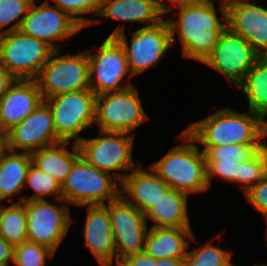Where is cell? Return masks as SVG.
<instances>
[{
    "instance_id": "30bf717a",
    "label": "cell",
    "mask_w": 267,
    "mask_h": 266,
    "mask_svg": "<svg viewBox=\"0 0 267 266\" xmlns=\"http://www.w3.org/2000/svg\"><path fill=\"white\" fill-rule=\"evenodd\" d=\"M141 101L138 89L133 85L97 96L94 125L102 131L134 133L150 120Z\"/></svg>"
},
{
    "instance_id": "8992f818",
    "label": "cell",
    "mask_w": 267,
    "mask_h": 266,
    "mask_svg": "<svg viewBox=\"0 0 267 266\" xmlns=\"http://www.w3.org/2000/svg\"><path fill=\"white\" fill-rule=\"evenodd\" d=\"M97 95L82 90L44 99L51 109L57 137L62 142L79 143L82 132L94 126Z\"/></svg>"
},
{
    "instance_id": "d4e9b609",
    "label": "cell",
    "mask_w": 267,
    "mask_h": 266,
    "mask_svg": "<svg viewBox=\"0 0 267 266\" xmlns=\"http://www.w3.org/2000/svg\"><path fill=\"white\" fill-rule=\"evenodd\" d=\"M69 143L59 142L31 153L32 163L61 185L71 171L74 162L81 156L78 144L72 142L70 151L67 146Z\"/></svg>"
},
{
    "instance_id": "5b68a950",
    "label": "cell",
    "mask_w": 267,
    "mask_h": 266,
    "mask_svg": "<svg viewBox=\"0 0 267 266\" xmlns=\"http://www.w3.org/2000/svg\"><path fill=\"white\" fill-rule=\"evenodd\" d=\"M120 195V182L90 165L82 156L62 184V199L75 206L105 205Z\"/></svg>"
},
{
    "instance_id": "b9f144b4",
    "label": "cell",
    "mask_w": 267,
    "mask_h": 266,
    "mask_svg": "<svg viewBox=\"0 0 267 266\" xmlns=\"http://www.w3.org/2000/svg\"><path fill=\"white\" fill-rule=\"evenodd\" d=\"M5 148H6L5 142H0V156L2 152L5 150Z\"/></svg>"
},
{
    "instance_id": "ee69618b",
    "label": "cell",
    "mask_w": 267,
    "mask_h": 266,
    "mask_svg": "<svg viewBox=\"0 0 267 266\" xmlns=\"http://www.w3.org/2000/svg\"><path fill=\"white\" fill-rule=\"evenodd\" d=\"M0 142H5L4 134L0 131Z\"/></svg>"
},
{
    "instance_id": "9a60e30c",
    "label": "cell",
    "mask_w": 267,
    "mask_h": 266,
    "mask_svg": "<svg viewBox=\"0 0 267 266\" xmlns=\"http://www.w3.org/2000/svg\"><path fill=\"white\" fill-rule=\"evenodd\" d=\"M105 206L110 215L117 265L124 257L144 251L148 222L145 214L121 195Z\"/></svg>"
},
{
    "instance_id": "74e56055",
    "label": "cell",
    "mask_w": 267,
    "mask_h": 266,
    "mask_svg": "<svg viewBox=\"0 0 267 266\" xmlns=\"http://www.w3.org/2000/svg\"><path fill=\"white\" fill-rule=\"evenodd\" d=\"M14 246L0 236V266H10L13 260Z\"/></svg>"
},
{
    "instance_id": "4316f807",
    "label": "cell",
    "mask_w": 267,
    "mask_h": 266,
    "mask_svg": "<svg viewBox=\"0 0 267 266\" xmlns=\"http://www.w3.org/2000/svg\"><path fill=\"white\" fill-rule=\"evenodd\" d=\"M236 89L246 97L248 110L267 120V56L255 62Z\"/></svg>"
},
{
    "instance_id": "f546056e",
    "label": "cell",
    "mask_w": 267,
    "mask_h": 266,
    "mask_svg": "<svg viewBox=\"0 0 267 266\" xmlns=\"http://www.w3.org/2000/svg\"><path fill=\"white\" fill-rule=\"evenodd\" d=\"M209 242L200 247H193L184 258V266H228L232 263L233 250L222 249Z\"/></svg>"
},
{
    "instance_id": "277c9868",
    "label": "cell",
    "mask_w": 267,
    "mask_h": 266,
    "mask_svg": "<svg viewBox=\"0 0 267 266\" xmlns=\"http://www.w3.org/2000/svg\"><path fill=\"white\" fill-rule=\"evenodd\" d=\"M98 134L96 137L82 138L78 143L80 155L93 167L121 182L139 165L134 162L132 153L135 133L99 130Z\"/></svg>"
},
{
    "instance_id": "bcb514c9",
    "label": "cell",
    "mask_w": 267,
    "mask_h": 266,
    "mask_svg": "<svg viewBox=\"0 0 267 266\" xmlns=\"http://www.w3.org/2000/svg\"><path fill=\"white\" fill-rule=\"evenodd\" d=\"M228 266H237V265H235V264L232 262V263L229 264Z\"/></svg>"
},
{
    "instance_id": "5bb4252c",
    "label": "cell",
    "mask_w": 267,
    "mask_h": 266,
    "mask_svg": "<svg viewBox=\"0 0 267 266\" xmlns=\"http://www.w3.org/2000/svg\"><path fill=\"white\" fill-rule=\"evenodd\" d=\"M50 1L44 0L37 4L34 0L23 19L20 31L46 42L54 50H61L62 45L58 42L66 41L83 28L67 13L51 5Z\"/></svg>"
},
{
    "instance_id": "4fadbf2b",
    "label": "cell",
    "mask_w": 267,
    "mask_h": 266,
    "mask_svg": "<svg viewBox=\"0 0 267 266\" xmlns=\"http://www.w3.org/2000/svg\"><path fill=\"white\" fill-rule=\"evenodd\" d=\"M260 57L241 35L227 27L202 63L223 75L236 88Z\"/></svg>"
},
{
    "instance_id": "ba28073f",
    "label": "cell",
    "mask_w": 267,
    "mask_h": 266,
    "mask_svg": "<svg viewBox=\"0 0 267 266\" xmlns=\"http://www.w3.org/2000/svg\"><path fill=\"white\" fill-rule=\"evenodd\" d=\"M86 51L89 60L90 89L97 95L132 86L123 46L115 37H106L98 48Z\"/></svg>"
},
{
    "instance_id": "f1b7e54d",
    "label": "cell",
    "mask_w": 267,
    "mask_h": 266,
    "mask_svg": "<svg viewBox=\"0 0 267 266\" xmlns=\"http://www.w3.org/2000/svg\"><path fill=\"white\" fill-rule=\"evenodd\" d=\"M31 188L34 192L31 196L23 194L18 196L15 203L32 200H46L47 197L62 199V185L49 174L37 168L33 163L28 168L24 187ZM54 196V197H53Z\"/></svg>"
},
{
    "instance_id": "7bdbcfd3",
    "label": "cell",
    "mask_w": 267,
    "mask_h": 266,
    "mask_svg": "<svg viewBox=\"0 0 267 266\" xmlns=\"http://www.w3.org/2000/svg\"><path fill=\"white\" fill-rule=\"evenodd\" d=\"M265 219V223H266V231H265V243L267 244V217L266 218H264Z\"/></svg>"
},
{
    "instance_id": "9c48e42d",
    "label": "cell",
    "mask_w": 267,
    "mask_h": 266,
    "mask_svg": "<svg viewBox=\"0 0 267 266\" xmlns=\"http://www.w3.org/2000/svg\"><path fill=\"white\" fill-rule=\"evenodd\" d=\"M54 49L20 30L0 35V63L16 80H36Z\"/></svg>"
},
{
    "instance_id": "60d3db41",
    "label": "cell",
    "mask_w": 267,
    "mask_h": 266,
    "mask_svg": "<svg viewBox=\"0 0 267 266\" xmlns=\"http://www.w3.org/2000/svg\"><path fill=\"white\" fill-rule=\"evenodd\" d=\"M225 7H228L232 4L235 3H240V2H250L252 0H219Z\"/></svg>"
},
{
    "instance_id": "52a82bcc",
    "label": "cell",
    "mask_w": 267,
    "mask_h": 266,
    "mask_svg": "<svg viewBox=\"0 0 267 266\" xmlns=\"http://www.w3.org/2000/svg\"><path fill=\"white\" fill-rule=\"evenodd\" d=\"M54 50L36 82L43 100L56 95L90 89L89 60L86 51L60 54Z\"/></svg>"
},
{
    "instance_id": "ac0fdd59",
    "label": "cell",
    "mask_w": 267,
    "mask_h": 266,
    "mask_svg": "<svg viewBox=\"0 0 267 266\" xmlns=\"http://www.w3.org/2000/svg\"><path fill=\"white\" fill-rule=\"evenodd\" d=\"M82 207L87 208L83 229L80 231L86 248L99 266H116L115 242L108 208L105 205Z\"/></svg>"
},
{
    "instance_id": "7c38bea8",
    "label": "cell",
    "mask_w": 267,
    "mask_h": 266,
    "mask_svg": "<svg viewBox=\"0 0 267 266\" xmlns=\"http://www.w3.org/2000/svg\"><path fill=\"white\" fill-rule=\"evenodd\" d=\"M115 38L124 48L128 67L133 76L158 66L157 63H160L173 47L170 25L165 18L156 25L140 27L132 31L130 40L127 39L125 32Z\"/></svg>"
},
{
    "instance_id": "836d02e7",
    "label": "cell",
    "mask_w": 267,
    "mask_h": 266,
    "mask_svg": "<svg viewBox=\"0 0 267 266\" xmlns=\"http://www.w3.org/2000/svg\"><path fill=\"white\" fill-rule=\"evenodd\" d=\"M55 252L50 248L25 241L15 245L12 264L15 266H48L47 258L53 259Z\"/></svg>"
},
{
    "instance_id": "f35d334b",
    "label": "cell",
    "mask_w": 267,
    "mask_h": 266,
    "mask_svg": "<svg viewBox=\"0 0 267 266\" xmlns=\"http://www.w3.org/2000/svg\"><path fill=\"white\" fill-rule=\"evenodd\" d=\"M15 80L12 74L0 63V98L8 91Z\"/></svg>"
},
{
    "instance_id": "e575fe53",
    "label": "cell",
    "mask_w": 267,
    "mask_h": 266,
    "mask_svg": "<svg viewBox=\"0 0 267 266\" xmlns=\"http://www.w3.org/2000/svg\"><path fill=\"white\" fill-rule=\"evenodd\" d=\"M245 199L264 218L267 217V175L244 193Z\"/></svg>"
},
{
    "instance_id": "1f68e13d",
    "label": "cell",
    "mask_w": 267,
    "mask_h": 266,
    "mask_svg": "<svg viewBox=\"0 0 267 266\" xmlns=\"http://www.w3.org/2000/svg\"><path fill=\"white\" fill-rule=\"evenodd\" d=\"M52 2L83 29L92 26L95 20V18L86 17L87 14L97 17L101 8V0H52Z\"/></svg>"
},
{
    "instance_id": "8d00e7d4",
    "label": "cell",
    "mask_w": 267,
    "mask_h": 266,
    "mask_svg": "<svg viewBox=\"0 0 267 266\" xmlns=\"http://www.w3.org/2000/svg\"><path fill=\"white\" fill-rule=\"evenodd\" d=\"M205 0H157V4L161 13L166 16L171 14L172 9L180 6L199 3ZM169 3V4H168Z\"/></svg>"
},
{
    "instance_id": "3957f363",
    "label": "cell",
    "mask_w": 267,
    "mask_h": 266,
    "mask_svg": "<svg viewBox=\"0 0 267 266\" xmlns=\"http://www.w3.org/2000/svg\"><path fill=\"white\" fill-rule=\"evenodd\" d=\"M182 143L170 147L167 153L149 166L172 189L187 195L206 193V156L198 144L183 130Z\"/></svg>"
},
{
    "instance_id": "7402d4cb",
    "label": "cell",
    "mask_w": 267,
    "mask_h": 266,
    "mask_svg": "<svg viewBox=\"0 0 267 266\" xmlns=\"http://www.w3.org/2000/svg\"><path fill=\"white\" fill-rule=\"evenodd\" d=\"M267 144H226L211 147L206 153L207 182L209 189L213 178L237 184L239 163L250 159Z\"/></svg>"
},
{
    "instance_id": "4dcf8cb0",
    "label": "cell",
    "mask_w": 267,
    "mask_h": 266,
    "mask_svg": "<svg viewBox=\"0 0 267 266\" xmlns=\"http://www.w3.org/2000/svg\"><path fill=\"white\" fill-rule=\"evenodd\" d=\"M267 175V145L258 150L250 159L239 163L237 185L246 193Z\"/></svg>"
},
{
    "instance_id": "8fae6325",
    "label": "cell",
    "mask_w": 267,
    "mask_h": 266,
    "mask_svg": "<svg viewBox=\"0 0 267 266\" xmlns=\"http://www.w3.org/2000/svg\"><path fill=\"white\" fill-rule=\"evenodd\" d=\"M53 201L54 204L47 199L24 201V206L27 215V241L44 245L56 253L74 220L68 203L63 199Z\"/></svg>"
},
{
    "instance_id": "2e32d148",
    "label": "cell",
    "mask_w": 267,
    "mask_h": 266,
    "mask_svg": "<svg viewBox=\"0 0 267 266\" xmlns=\"http://www.w3.org/2000/svg\"><path fill=\"white\" fill-rule=\"evenodd\" d=\"M4 138L6 149L30 154L62 142L56 135L52 112L45 101L22 122L7 131Z\"/></svg>"
},
{
    "instance_id": "cb8c5ba5",
    "label": "cell",
    "mask_w": 267,
    "mask_h": 266,
    "mask_svg": "<svg viewBox=\"0 0 267 266\" xmlns=\"http://www.w3.org/2000/svg\"><path fill=\"white\" fill-rule=\"evenodd\" d=\"M188 197L183 192L169 188L145 214L146 221L152 222V228H192Z\"/></svg>"
},
{
    "instance_id": "7a4b0ae2",
    "label": "cell",
    "mask_w": 267,
    "mask_h": 266,
    "mask_svg": "<svg viewBox=\"0 0 267 266\" xmlns=\"http://www.w3.org/2000/svg\"><path fill=\"white\" fill-rule=\"evenodd\" d=\"M185 132L206 153L211 147L226 144H267V120L251 112L231 107L221 108L208 116L191 122Z\"/></svg>"
},
{
    "instance_id": "603a6c76",
    "label": "cell",
    "mask_w": 267,
    "mask_h": 266,
    "mask_svg": "<svg viewBox=\"0 0 267 266\" xmlns=\"http://www.w3.org/2000/svg\"><path fill=\"white\" fill-rule=\"evenodd\" d=\"M192 228H152L145 237L144 252L156 260L185 258L189 242L196 240Z\"/></svg>"
},
{
    "instance_id": "44dd1931",
    "label": "cell",
    "mask_w": 267,
    "mask_h": 266,
    "mask_svg": "<svg viewBox=\"0 0 267 266\" xmlns=\"http://www.w3.org/2000/svg\"><path fill=\"white\" fill-rule=\"evenodd\" d=\"M139 164L130 171L120 182V195L146 214L160 200L161 196L170 188L148 166V170Z\"/></svg>"
},
{
    "instance_id": "ffe728a7",
    "label": "cell",
    "mask_w": 267,
    "mask_h": 266,
    "mask_svg": "<svg viewBox=\"0 0 267 266\" xmlns=\"http://www.w3.org/2000/svg\"><path fill=\"white\" fill-rule=\"evenodd\" d=\"M43 101L36 80H15L0 98V131L5 134Z\"/></svg>"
},
{
    "instance_id": "ab89813d",
    "label": "cell",
    "mask_w": 267,
    "mask_h": 266,
    "mask_svg": "<svg viewBox=\"0 0 267 266\" xmlns=\"http://www.w3.org/2000/svg\"><path fill=\"white\" fill-rule=\"evenodd\" d=\"M155 266H184V258L155 259Z\"/></svg>"
},
{
    "instance_id": "f6af8a7d",
    "label": "cell",
    "mask_w": 267,
    "mask_h": 266,
    "mask_svg": "<svg viewBox=\"0 0 267 266\" xmlns=\"http://www.w3.org/2000/svg\"><path fill=\"white\" fill-rule=\"evenodd\" d=\"M254 266H267V263H266V264H265V263H264V264H262V263H261V264L258 263V265L256 264V265H254Z\"/></svg>"
},
{
    "instance_id": "484cf974",
    "label": "cell",
    "mask_w": 267,
    "mask_h": 266,
    "mask_svg": "<svg viewBox=\"0 0 267 266\" xmlns=\"http://www.w3.org/2000/svg\"><path fill=\"white\" fill-rule=\"evenodd\" d=\"M31 163L30 153L15 152L5 148L0 156V203L3 200L14 203V196H18L24 190Z\"/></svg>"
},
{
    "instance_id": "d6a6232c",
    "label": "cell",
    "mask_w": 267,
    "mask_h": 266,
    "mask_svg": "<svg viewBox=\"0 0 267 266\" xmlns=\"http://www.w3.org/2000/svg\"><path fill=\"white\" fill-rule=\"evenodd\" d=\"M33 1L0 0V35L20 30L23 19L28 14Z\"/></svg>"
},
{
    "instance_id": "6da1fadb",
    "label": "cell",
    "mask_w": 267,
    "mask_h": 266,
    "mask_svg": "<svg viewBox=\"0 0 267 266\" xmlns=\"http://www.w3.org/2000/svg\"><path fill=\"white\" fill-rule=\"evenodd\" d=\"M218 3V10L214 0L180 6L173 18H167L172 45L175 46L177 41L181 44L178 50L182 57L202 63L211 53L220 34L227 28V7L220 1Z\"/></svg>"
},
{
    "instance_id": "d590c367",
    "label": "cell",
    "mask_w": 267,
    "mask_h": 266,
    "mask_svg": "<svg viewBox=\"0 0 267 266\" xmlns=\"http://www.w3.org/2000/svg\"><path fill=\"white\" fill-rule=\"evenodd\" d=\"M116 266H155V259L143 251L124 257Z\"/></svg>"
},
{
    "instance_id": "d6986e66",
    "label": "cell",
    "mask_w": 267,
    "mask_h": 266,
    "mask_svg": "<svg viewBox=\"0 0 267 266\" xmlns=\"http://www.w3.org/2000/svg\"><path fill=\"white\" fill-rule=\"evenodd\" d=\"M101 18L124 22L107 36L116 37L125 32V22L145 24L141 27H148L158 24L165 16L159 10L157 0H101L100 12L92 25L102 23Z\"/></svg>"
},
{
    "instance_id": "e0dca14e",
    "label": "cell",
    "mask_w": 267,
    "mask_h": 266,
    "mask_svg": "<svg viewBox=\"0 0 267 266\" xmlns=\"http://www.w3.org/2000/svg\"><path fill=\"white\" fill-rule=\"evenodd\" d=\"M227 27L241 35L261 56H267V8L254 1L227 7Z\"/></svg>"
},
{
    "instance_id": "83f0119b",
    "label": "cell",
    "mask_w": 267,
    "mask_h": 266,
    "mask_svg": "<svg viewBox=\"0 0 267 266\" xmlns=\"http://www.w3.org/2000/svg\"><path fill=\"white\" fill-rule=\"evenodd\" d=\"M0 236L13 246L27 241V215L24 201L0 203Z\"/></svg>"
}]
</instances>
